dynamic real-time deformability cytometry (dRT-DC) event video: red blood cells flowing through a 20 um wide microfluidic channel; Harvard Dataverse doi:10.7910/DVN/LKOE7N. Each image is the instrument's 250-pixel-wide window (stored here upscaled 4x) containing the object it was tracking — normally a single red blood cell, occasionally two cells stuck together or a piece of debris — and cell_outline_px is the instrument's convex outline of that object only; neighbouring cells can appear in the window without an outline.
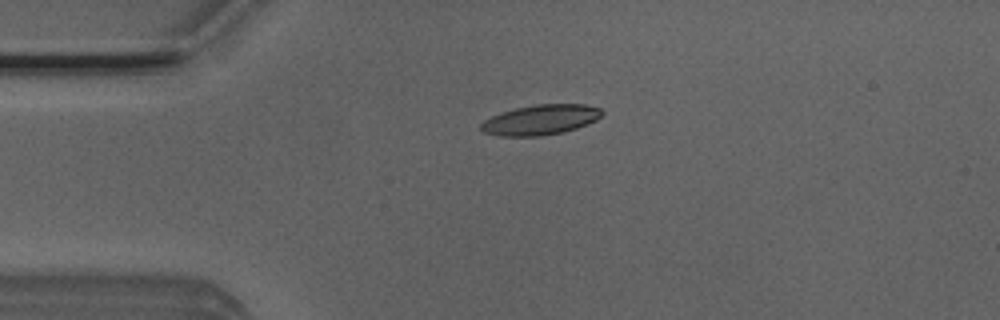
{"species": "Egyptian fruit bat (a non-hibernating species)", "species_latin": "Rousettus aegyptiacus", "temperature_condition": "room temperature", "stored_images_in_passage": 5, "camera_frame_rate_fps": 3000, "um_per_image_px": 0.085, "animal": {"sex": "male"}, "frame": {"image": 1, "passage_image": 4, "time_ms": 1.0, "image_size_px": [1000, 320], "cell_outline_px": [[604, 112], [596, 120], [588, 124], [564, 132], [540, 136], [500, 136], [484, 132], [480, 128], [480, 124], [484, 120], [492, 116], [516, 108], [536, 104], [584, 104], [600, 108]], "centroid_in_image_um": [45.96, 10.18], "position_along_channel_um": 39.0, "area_um2": 21.15}}